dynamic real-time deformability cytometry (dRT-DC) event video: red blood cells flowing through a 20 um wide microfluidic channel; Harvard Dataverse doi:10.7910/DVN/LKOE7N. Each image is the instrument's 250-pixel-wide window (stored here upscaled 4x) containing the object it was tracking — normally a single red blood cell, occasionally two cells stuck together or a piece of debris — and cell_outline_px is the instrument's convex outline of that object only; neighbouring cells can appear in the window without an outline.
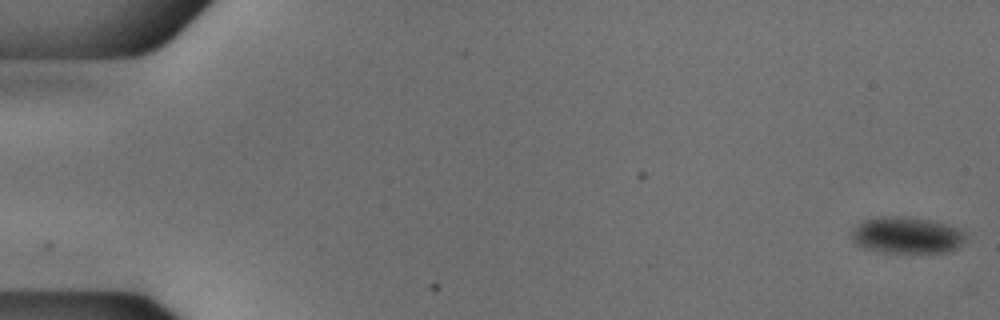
{"species": "common noctule bat (a hibernating species)", "species_latin": "Nyctalus noctula", "temperature_condition": "cold", "stored_images_in_passage": 17, "camera_frame_rate_fps": 3000, "um_per_image_px": 0.085, "animal": {"sex": "male", "body_mass_g": 18.8}, "frame": {"image": 1, "passage_image": 1, "time_ms": 0.0, "image_size_px": [1000, 320], "cell_outline_px": [[964, 240], [952, 252], [884, 252], [860, 248], [856, 244], [852, 236], [852, 232], [864, 220], [872, 216], [908, 216], [928, 220], [944, 224], [956, 228], [964, 236]], "centroid_in_image_um": [77.02, 19.99], "position_along_channel_um": 8.0, "area_um2": 23.99}}
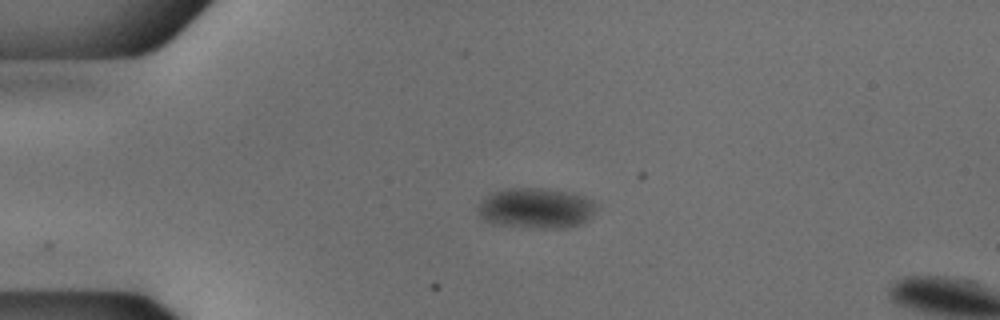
{"frame": {"image": 2, "passage_image": 13, "time_ms": 4.0, "image_size_px": [1000, 320], "cell_outline_px": [[600, 208], [588, 220], [580, 224], [560, 228], [532, 228], [504, 224], [484, 220], [480, 216], [480, 204], [492, 192], [508, 188], [540, 188], [564, 192], [584, 196], [592, 200]], "centroid_in_image_um": [45.65, 17.69], "position_along_channel_um": 39.4, "area_um2": 27.46}}